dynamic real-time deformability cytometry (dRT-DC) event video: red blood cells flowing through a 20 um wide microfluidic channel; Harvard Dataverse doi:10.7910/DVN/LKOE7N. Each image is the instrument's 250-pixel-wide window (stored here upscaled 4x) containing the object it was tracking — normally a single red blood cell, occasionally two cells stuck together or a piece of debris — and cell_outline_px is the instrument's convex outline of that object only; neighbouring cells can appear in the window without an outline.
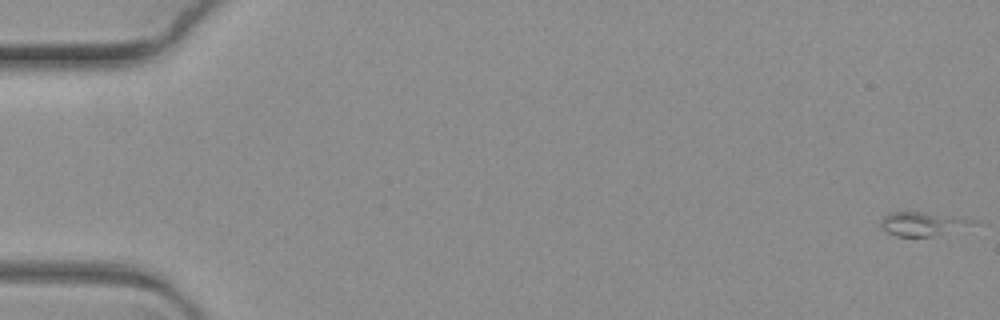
{"species": "common noctule bat (a hibernating species)", "species_latin": "Nyctalus noctula", "temperature_condition": "warm", "stored_images_in_passage": 8, "camera_frame_rate_fps": 3000, "um_per_image_px": 0.085, "animal": {"sex": "female", "body_mass_g": 19.3, "forearm_length_mm": 54.1}, "frame": {"image": 1, "passage_image": 1, "time_ms": 0.0, "image_size_px": [1000, 320], "cell_outline_px": [[980, 224], [932, 236], [896, 236], [880, 228], [880, 220], [884, 216], [892, 212], [924, 212], [980, 220]], "centroid_in_image_um": [78.47, 19.02], "position_along_channel_um": 6.5, "area_um2": 12.89}}